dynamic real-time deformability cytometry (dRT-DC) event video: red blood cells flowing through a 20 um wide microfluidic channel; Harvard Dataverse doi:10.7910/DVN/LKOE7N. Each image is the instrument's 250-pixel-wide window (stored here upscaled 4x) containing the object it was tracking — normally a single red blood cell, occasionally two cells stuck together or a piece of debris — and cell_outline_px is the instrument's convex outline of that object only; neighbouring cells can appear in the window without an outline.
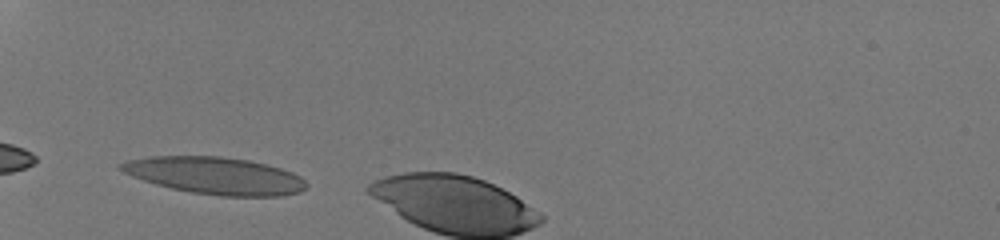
{"species": "human", "species_latin": "Homo sapiens", "temperature_condition": "room temperature", "stored_images_in_passage": 4, "camera_frame_rate_fps": 3000, "um_per_image_px": 0.085, "donor": {"sex": "male"}, "frame": {"image": 1, "passage_image": 1, "time_ms": 0.0, "image_size_px": [1000, 240], "cell_outline_px": [[308, 184], [300, 192], [276, 196], [220, 196], [192, 192], [172, 188], [156, 184], [144, 180], [124, 172], [116, 168], [120, 164], [128, 160], [152, 156], [220, 156], [248, 160], [268, 164], [292, 172], [300, 176]], "centroid_in_image_um": [18.3, 14.92], "position_along_channel_um": 66.7, "area_um2": 39.88}}